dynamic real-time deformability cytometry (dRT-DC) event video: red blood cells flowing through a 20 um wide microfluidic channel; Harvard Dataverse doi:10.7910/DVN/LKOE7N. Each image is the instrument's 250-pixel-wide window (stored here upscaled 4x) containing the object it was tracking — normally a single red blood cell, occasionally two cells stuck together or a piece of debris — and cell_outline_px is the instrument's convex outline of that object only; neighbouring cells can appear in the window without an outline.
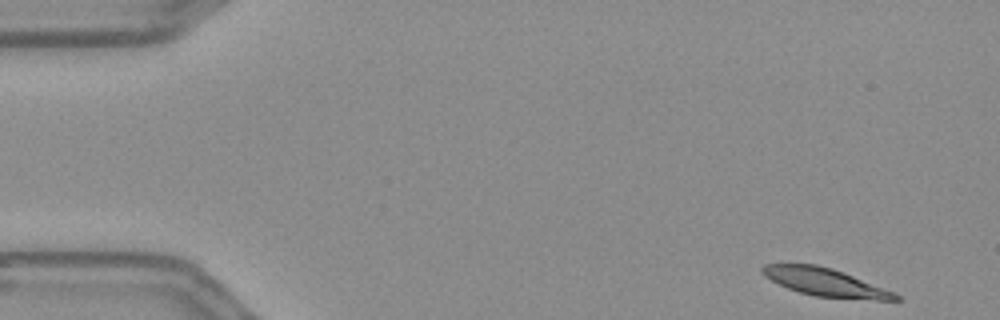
{"species": "Egyptian fruit bat (a non-hibernating species)", "species_latin": "Rousettus aegyptiacus", "temperature_condition": "warm", "stored_images_in_passage": 53, "camera_frame_rate_fps": 3000, "um_per_image_px": 0.085, "frame": {"image": 1, "passage_image": 1, "time_ms": 0.0, "image_size_px": [1000, 320], "cell_outline_px": [[904, 300], [876, 300], [812, 296], [788, 288], [764, 276], [760, 272], [760, 268], [764, 264], [816, 264], [832, 268], [844, 272], [896, 292]], "centroid_in_image_um": [70.19, 23.99], "position_along_channel_um": 14.8, "area_um2": 21.85}}
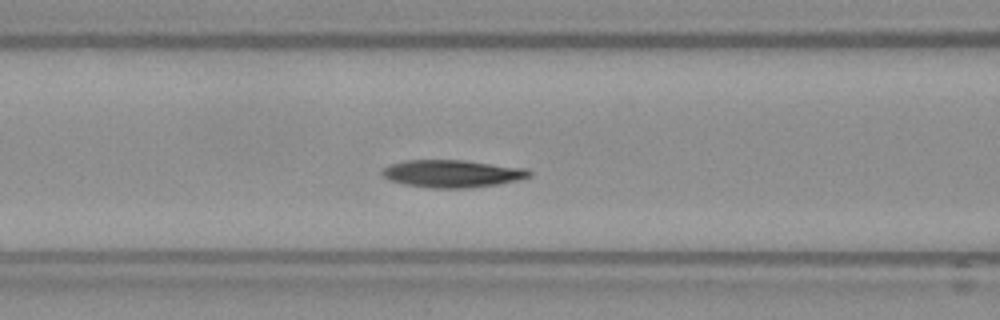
{"frame": {"image": 2, "passage_image": 20, "time_ms": 6.333, "image_size_px": [1000, 320], "cell_outline_px": [[532, 176], [516, 180], [496, 184], [468, 188], [432, 188], [404, 184], [388, 180], [380, 172], [388, 164], [404, 160], [464, 160], [528, 168], [532, 172]], "centroid_in_image_um": [38.43, 14.75], "position_along_channel_um": 128.2, "area_um2": 23.7}}
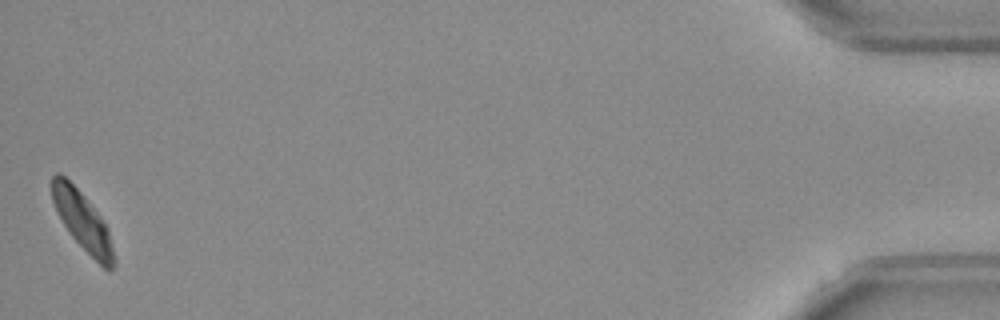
{"frame": {"image": 3, "passage_image": 53, "time_ms": 17.333, "image_size_px": [1000, 320], "cell_outline_px": [[116, 264], [112, 268], [104, 268], [72, 236], [64, 224], [52, 200], [52, 176], [56, 172], [60, 172], [80, 192], [100, 216], [108, 228], [116, 260]], "centroid_in_image_um": [7.03, 18.79], "position_along_channel_um": 428.2, "area_um2": 20.4}, "authors_computed_cell_mechanics": {"area_um2": 23.0622, "velocity_mm_per_s": 3.5918, "shape_relaxation_time_tau1_ms": null, "shape_relaxation_time_tau2_ms": 6.4339, "deformation_change_tau1": null, "deformation_change_tau2": 0.0995}}